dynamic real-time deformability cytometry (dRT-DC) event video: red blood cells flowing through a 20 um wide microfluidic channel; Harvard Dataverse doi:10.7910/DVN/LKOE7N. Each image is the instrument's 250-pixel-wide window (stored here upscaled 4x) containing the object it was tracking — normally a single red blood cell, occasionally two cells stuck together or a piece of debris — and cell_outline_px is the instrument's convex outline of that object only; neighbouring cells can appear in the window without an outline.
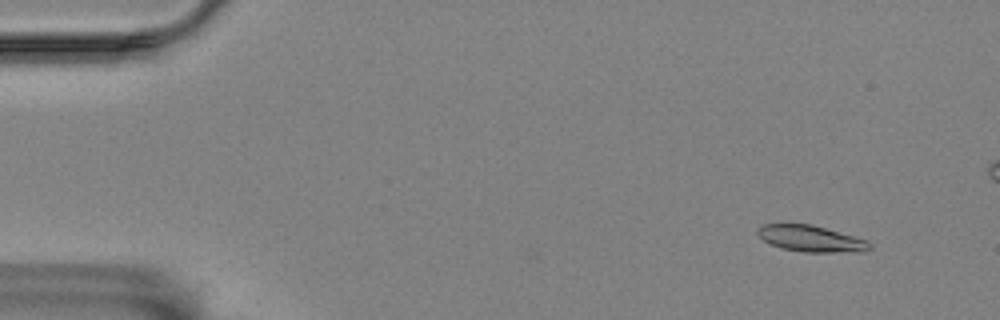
{"species": "Egyptian fruit bat (a non-hibernating species)", "species_latin": "Rousettus aegyptiacus", "temperature_condition": "room temperature", "stored_images_in_passage": 59, "camera_frame_rate_fps": 3000, "um_per_image_px": 0.085, "animal": {"sex": "female"}, "frame": {"image": 1, "passage_image": 5, "time_ms": 1.333, "image_size_px": [1000, 320], "cell_outline_px": [[872, 248], [864, 252], [804, 252], [780, 248], [764, 240], [756, 232], [756, 228], [764, 224], [812, 224], [868, 240], [872, 244]], "centroid_in_image_um": [68.97, 20.29], "position_along_channel_um": 16.0, "area_um2": 17.28}}
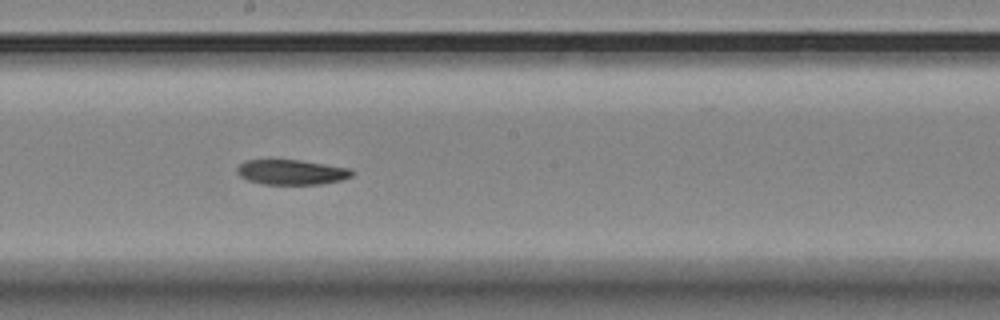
{"frame": {"image": 2, "passage_image": 32, "time_ms": 10.333, "image_size_px": [1000, 320], "cell_outline_px": [[356, 172], [352, 176], [340, 180], [320, 184], [260, 184], [248, 180], [240, 176], [236, 172], [236, 168], [244, 160], [300, 160], [352, 168]], "centroid_in_image_um": [24.79, 14.63], "position_along_channel_um": 223.4, "area_um2": 16.88}}
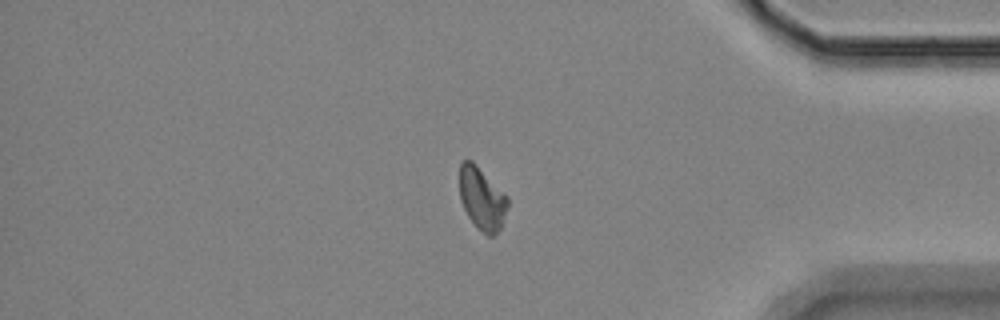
{"frame": {"image": 3, "passage_image": 49, "time_ms": 16.0, "image_size_px": [1000, 320], "cell_outline_px": [[508, 208], [500, 228], [492, 236], [488, 236], [468, 216], [460, 200], [460, 164], [464, 160], [472, 160], [508, 196]], "centroid_in_image_um": [40.98, 16.84], "position_along_channel_um": 394.2, "area_um2": 17.28}}